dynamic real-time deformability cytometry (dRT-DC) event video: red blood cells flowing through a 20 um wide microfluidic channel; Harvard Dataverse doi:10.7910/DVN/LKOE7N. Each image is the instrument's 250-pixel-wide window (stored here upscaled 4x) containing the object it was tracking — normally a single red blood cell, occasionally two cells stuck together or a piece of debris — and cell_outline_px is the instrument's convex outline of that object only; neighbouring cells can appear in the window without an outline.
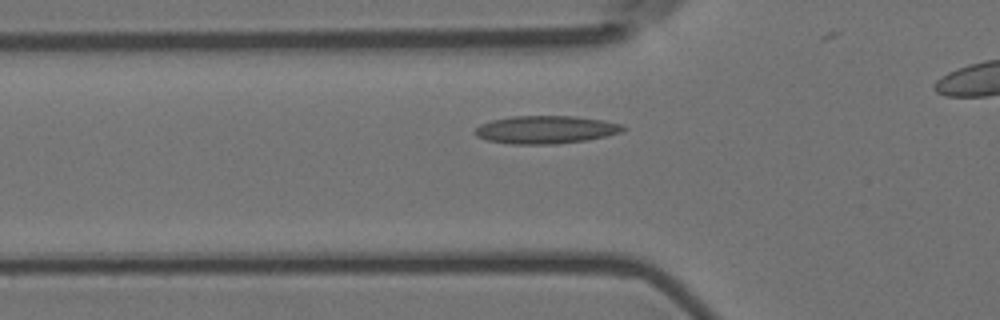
{"species": "Egyptian fruit bat (a non-hibernating species)", "species_latin": "Rousettus aegyptiacus", "temperature_condition": "room temperature", "stored_images_in_passage": 39, "camera_frame_rate_fps": 3000, "um_per_image_px": 0.085, "animal": {"sex": "female"}, "frame": {"image": 1, "passage_image": 12, "time_ms": 3.667, "image_size_px": [1000, 320], "cell_outline_px": [[628, 128], [620, 132], [604, 136], [584, 140], [556, 144], [512, 144], [488, 140], [476, 136], [472, 132], [480, 124], [492, 120], [512, 116], [576, 116], [604, 120], [624, 124]], "centroid_in_image_um": [46.39, 11.01], "position_along_channel_um": 79.4, "area_um2": 24.1}}
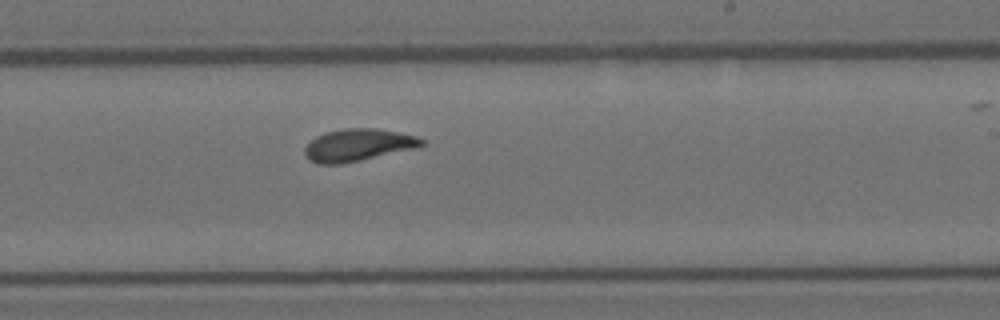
{"frame": {"image": 2, "passage_image": 27, "time_ms": 8.667, "image_size_px": [1000, 320], "cell_outline_px": [[424, 144], [420, 148], [340, 164], [320, 164], [308, 160], [304, 152], [304, 148], [316, 136], [328, 132], [344, 128], [376, 128], [416, 136], [424, 140]], "centroid_in_image_um": [30.46, 12.33], "position_along_channel_um": 258.5, "area_um2": 21.96}}
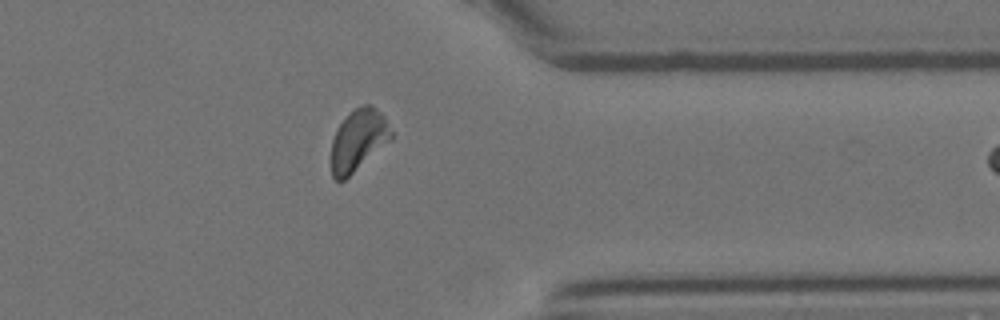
{"frame": {"image": 3, "passage_image": 38, "time_ms": 12.333, "image_size_px": [1000, 320], "cell_outline_px": [[392, 140], [344, 180], [336, 180], [332, 176], [332, 140], [336, 128], [356, 108], [364, 104], [372, 104], [384, 116], [392, 132]], "centroid_in_image_um": [30.48, 11.91], "position_along_channel_um": 380.9, "area_um2": 21.27}}